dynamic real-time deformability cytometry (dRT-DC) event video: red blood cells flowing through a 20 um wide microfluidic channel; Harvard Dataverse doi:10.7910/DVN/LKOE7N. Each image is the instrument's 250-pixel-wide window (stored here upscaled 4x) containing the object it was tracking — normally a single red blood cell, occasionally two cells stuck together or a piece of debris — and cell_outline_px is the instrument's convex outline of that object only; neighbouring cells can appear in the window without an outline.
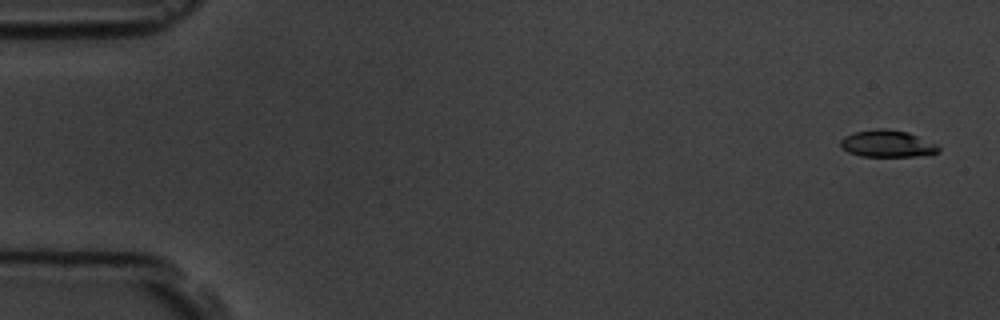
{"species": "common noctule bat (a hibernating species)", "species_latin": "Nyctalus noctula", "temperature_condition": "room temperature", "stored_images_in_passage": 5, "camera_frame_rate_fps": 3000, "um_per_image_px": 0.085, "animal": {"sex": "male", "body_mass_g": 19.5, "forearm_length_mm": 54.6}, "frame": {"image": 1, "passage_image": 1, "time_ms": 0.0, "image_size_px": [1000, 320], "cell_outline_px": [[940, 152], [916, 156], [860, 156], [848, 152], [840, 144], [840, 140], [844, 136], [852, 132], [876, 128], [888, 128], [908, 132], [936, 144], [940, 148]], "centroid_in_image_um": [75.4, 12.2], "position_along_channel_um": 9.6, "area_um2": 15.43}}
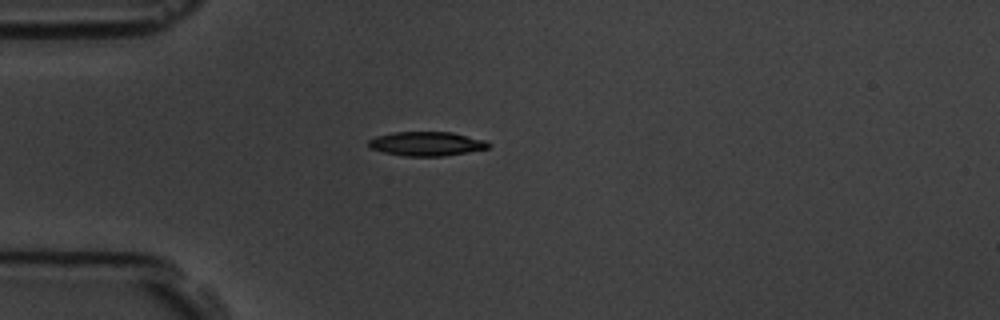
{"frame": {"image": 2, "passage_image": 4, "time_ms": 4.333, "image_size_px": [1000, 320], "cell_outline_px": [[492, 144], [488, 148], [468, 152], [444, 156], [404, 156], [384, 152], [368, 148], [368, 140], [376, 136], [392, 132], [452, 132], [484, 140]], "centroid_in_image_um": [36.23, 12.22], "position_along_channel_um": 48.8, "area_um2": 16.94}}